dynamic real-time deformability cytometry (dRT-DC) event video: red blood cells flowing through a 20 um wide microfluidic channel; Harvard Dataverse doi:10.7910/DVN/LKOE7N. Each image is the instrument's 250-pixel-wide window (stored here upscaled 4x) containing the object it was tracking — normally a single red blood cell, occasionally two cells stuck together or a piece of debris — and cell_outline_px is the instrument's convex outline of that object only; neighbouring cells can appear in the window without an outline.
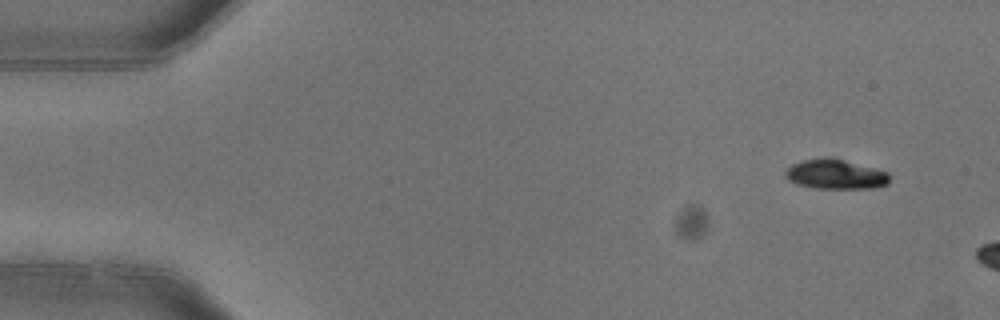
{"species": "common noctule bat (a hibernating species)", "species_latin": "Nyctalus noctula", "temperature_condition": "warm", "stored_images_in_passage": 2, "camera_frame_rate_fps": 3000, "um_per_image_px": 0.085, "animal": {"sex": "female"}, "frame": {"image": 1, "passage_image": 1, "time_ms": 0.0, "image_size_px": [1000, 320], "cell_outline_px": [[888, 184], [876, 188], [812, 188], [788, 180], [784, 176], [784, 172], [792, 164], [804, 160], [824, 156], [832, 156], [888, 172]], "centroid_in_image_um": [71.0, 14.79], "position_along_channel_um": 14.0, "area_um2": 18.15}}